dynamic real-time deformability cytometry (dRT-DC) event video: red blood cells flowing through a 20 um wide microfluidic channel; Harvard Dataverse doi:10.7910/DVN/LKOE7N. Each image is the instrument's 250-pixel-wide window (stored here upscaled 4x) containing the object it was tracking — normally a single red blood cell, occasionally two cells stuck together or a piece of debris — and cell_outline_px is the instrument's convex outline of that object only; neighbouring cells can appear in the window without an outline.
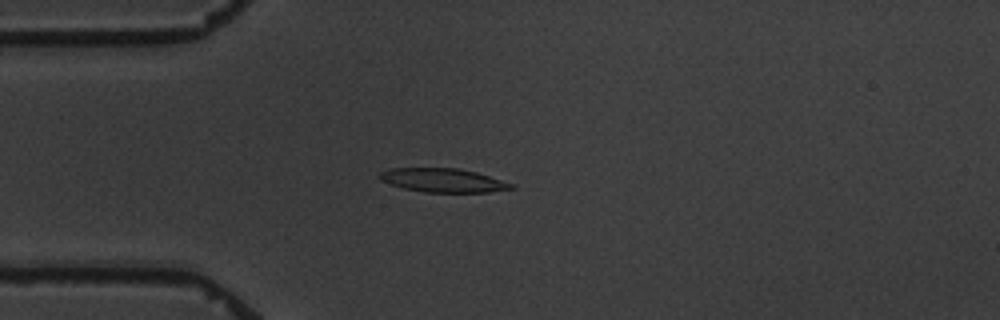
{"species": "common noctule bat (a hibernating species)", "species_latin": "Nyctalus noctula", "temperature_condition": "warm", "stored_images_in_passage": 9, "camera_frame_rate_fps": 3000, "um_per_image_px": 0.085, "animal": {"sex": "male", "body_mass_g": 19.5, "forearm_length_mm": 54.6}, "frame": {"image": 1, "passage_image": 4, "time_ms": 3.667, "image_size_px": [1000, 320], "cell_outline_px": [[516, 188], [488, 192], [424, 192], [404, 188], [380, 180], [376, 176], [380, 172], [388, 168], [460, 168], [476, 172], [516, 184]], "centroid_in_image_um": [37.67, 15.32], "position_along_channel_um": 47.3, "area_um2": 18.38}}
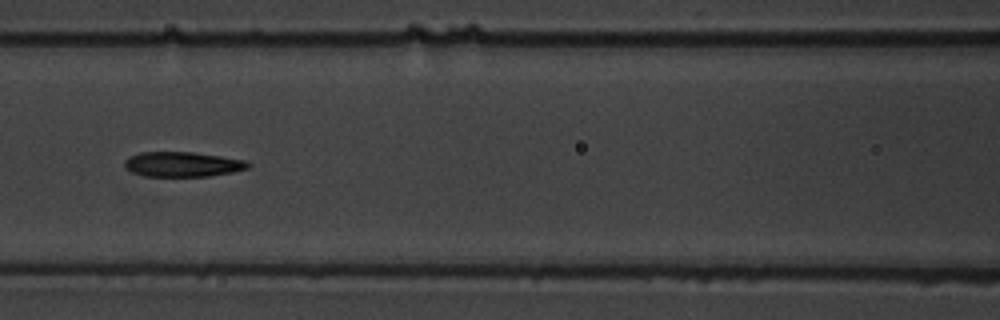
{"frame": {"image": 2, "passage_image": 7, "time_ms": 7.0, "image_size_px": [1000, 320], "cell_outline_px": [[252, 164], [248, 168], [232, 172], [208, 176], [144, 176], [132, 172], [124, 168], [124, 160], [128, 156], [140, 152], [192, 152], [220, 156], [244, 160]], "centroid_in_image_um": [15.47, 13.96], "position_along_channel_um": 151.1, "area_um2": 17.98}}
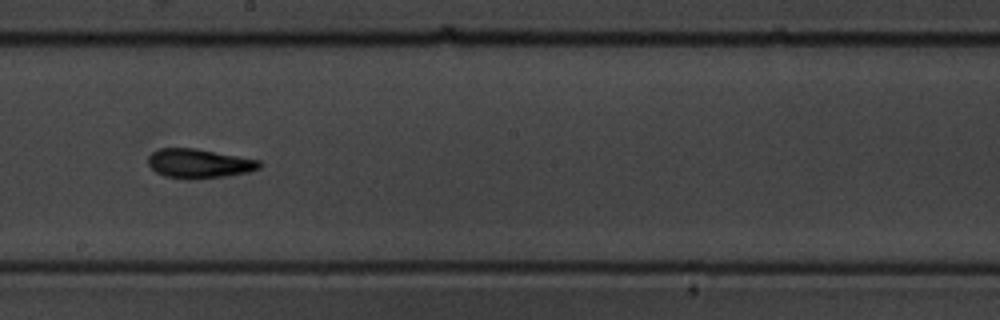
{"frame": {"image": 3, "passage_image": 9, "time_ms": 9.333, "image_size_px": [1000, 320], "cell_outline_px": [[264, 164], [260, 168], [248, 172], [224, 176], [188, 180], [184, 180], [164, 176], [156, 172], [148, 164], [148, 156], [152, 152], [160, 148], [196, 148], [260, 160]], "centroid_in_image_um": [16.92, 13.9], "position_along_channel_um": 231.3, "area_um2": 19.19}}